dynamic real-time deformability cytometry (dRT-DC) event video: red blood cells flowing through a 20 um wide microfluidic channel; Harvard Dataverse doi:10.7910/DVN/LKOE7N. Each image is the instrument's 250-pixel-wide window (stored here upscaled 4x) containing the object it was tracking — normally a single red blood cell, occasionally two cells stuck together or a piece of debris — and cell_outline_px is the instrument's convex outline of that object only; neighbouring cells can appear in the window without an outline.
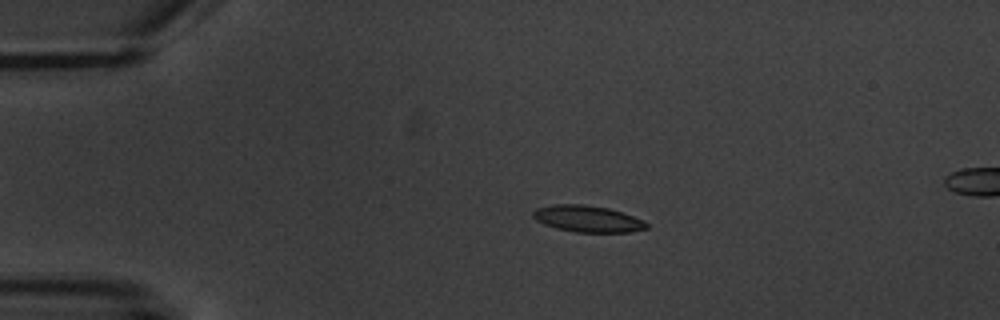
{"species": "common noctule bat (a hibernating species)", "species_latin": "Nyctalus noctula", "temperature_condition": "warm", "stored_images_in_passage": 5, "camera_frame_rate_fps": 3000, "um_per_image_px": 0.085, "animal": {"sex": "male", "body_mass_g": 20.1, "forearm_length_mm": 53.5}, "frame": {"image": 1, "passage_image": 3, "time_ms": 3.0, "image_size_px": [1000, 320], "cell_outline_px": [[648, 228], [632, 232], [576, 232], [556, 228], [544, 224], [536, 220], [532, 216], [532, 212], [536, 208], [552, 204], [584, 204], [608, 208], [644, 220], [648, 224]], "centroid_in_image_um": [49.93, 18.59], "position_along_channel_um": 35.1, "area_um2": 17.57}}